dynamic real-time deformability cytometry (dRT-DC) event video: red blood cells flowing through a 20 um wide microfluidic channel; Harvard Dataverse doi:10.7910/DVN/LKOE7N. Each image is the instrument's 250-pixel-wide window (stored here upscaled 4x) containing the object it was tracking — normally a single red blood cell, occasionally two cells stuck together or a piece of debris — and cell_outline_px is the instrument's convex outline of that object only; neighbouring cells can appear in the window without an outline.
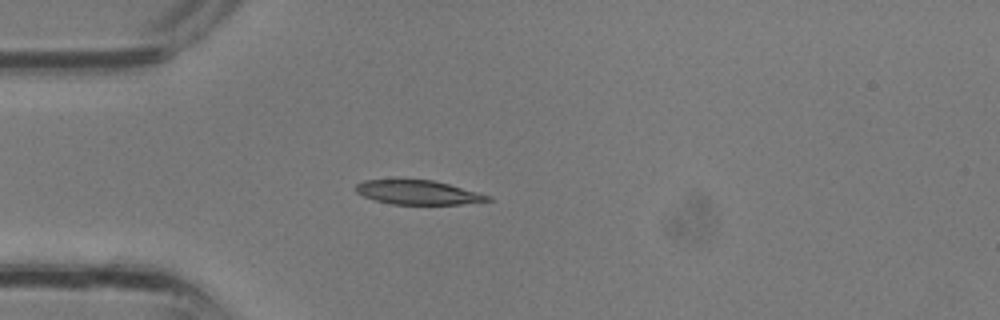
{"species": "common noctule bat (a hibernating species)", "species_latin": "Nyctalus noctula", "temperature_condition": "room temperature", "stored_images_in_passage": 25, "camera_frame_rate_fps": 3000, "um_per_image_px": 0.085, "animal": {"sex": "male", "body_mass_g": 13.3}, "frame": {"image": 1, "passage_image": 1, "time_ms": 0.0, "image_size_px": [1000, 320], "cell_outline_px": [[492, 200], [460, 204], [392, 204], [376, 200], [364, 196], [356, 192], [356, 184], [364, 180], [432, 180], [448, 184], [492, 196]], "centroid_in_image_um": [35.54, 16.36], "position_along_channel_um": 49.5, "area_um2": 18.26}}
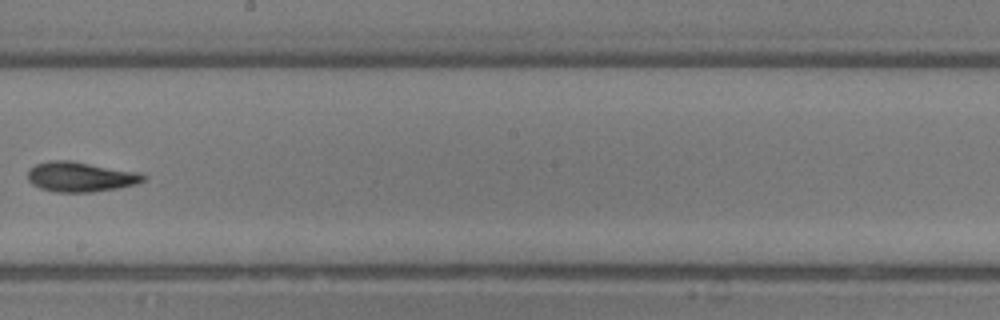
{"frame": {"image": 2, "passage_image": 11, "time_ms": 3.333, "image_size_px": [1000, 320], "cell_outline_px": [[148, 176], [144, 180], [136, 184], [116, 188], [92, 192], [56, 192], [40, 188], [32, 184], [28, 180], [28, 168], [36, 164], [48, 160], [72, 160], [140, 172]], "centroid_in_image_um": [6.84, 15.01], "position_along_channel_um": 241.4, "area_um2": 20.4}}
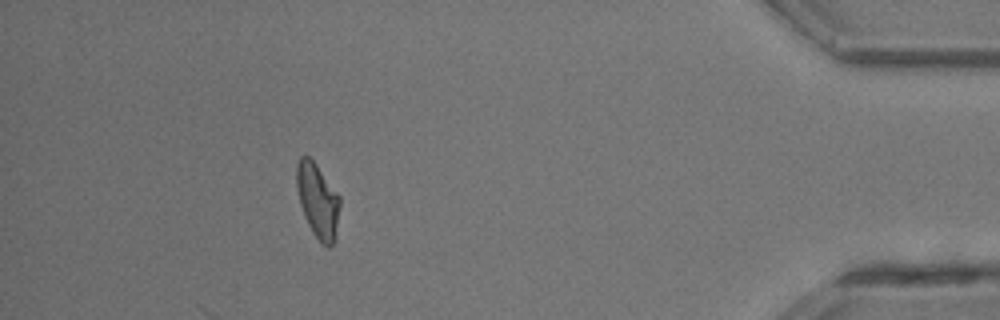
{"frame": {"image": 3, "passage_image": 22, "time_ms": 7.0, "image_size_px": [1000, 320], "cell_outline_px": [[340, 204], [336, 240], [328, 248], [320, 244], [312, 232], [308, 224], [300, 204], [296, 188], [296, 164], [300, 156], [308, 156], [316, 164], [340, 196]], "centroid_in_image_um": [27.01, 17.08], "position_along_channel_um": 408.2, "area_um2": 19.02}}